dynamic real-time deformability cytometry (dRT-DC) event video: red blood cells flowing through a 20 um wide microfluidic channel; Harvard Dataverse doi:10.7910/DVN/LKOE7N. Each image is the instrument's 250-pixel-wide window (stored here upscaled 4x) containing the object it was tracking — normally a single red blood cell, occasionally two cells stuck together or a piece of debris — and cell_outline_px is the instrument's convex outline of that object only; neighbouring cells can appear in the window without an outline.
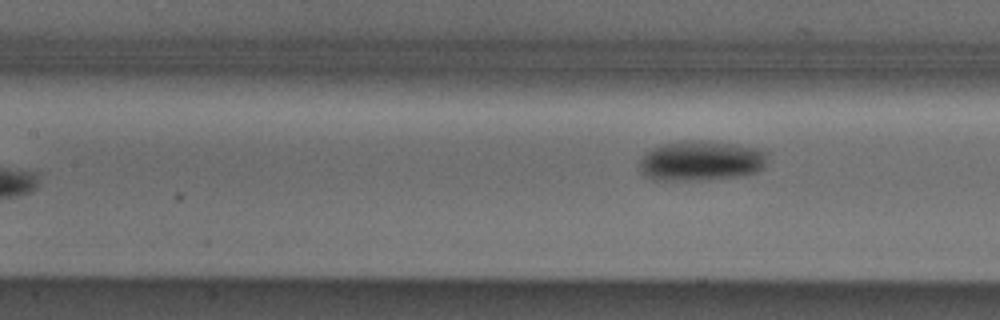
{"species": "Egyptian fruit bat (a non-hibernating species)", "species_latin": "Rousettus aegyptiacus", "temperature_condition": "cold", "stored_images_in_passage": 8, "camera_frame_rate_fps": 3000, "um_per_image_px": 0.085, "animal": {"sex": "male"}, "frame": {"image": 1, "passage_image": 8, "time_ms": 2.333, "image_size_px": [1000, 320], "cell_outline_px": [[768, 152], [764, 164], [756, 172], [736, 176], [696, 180], [656, 180], [644, 176], [640, 168], [640, 160], [652, 148], [664, 144], [700, 140], [732, 144], [760, 148]], "centroid_in_image_um": [59.58, 13.67], "position_along_channel_um": 147.8, "area_um2": 29.3}}